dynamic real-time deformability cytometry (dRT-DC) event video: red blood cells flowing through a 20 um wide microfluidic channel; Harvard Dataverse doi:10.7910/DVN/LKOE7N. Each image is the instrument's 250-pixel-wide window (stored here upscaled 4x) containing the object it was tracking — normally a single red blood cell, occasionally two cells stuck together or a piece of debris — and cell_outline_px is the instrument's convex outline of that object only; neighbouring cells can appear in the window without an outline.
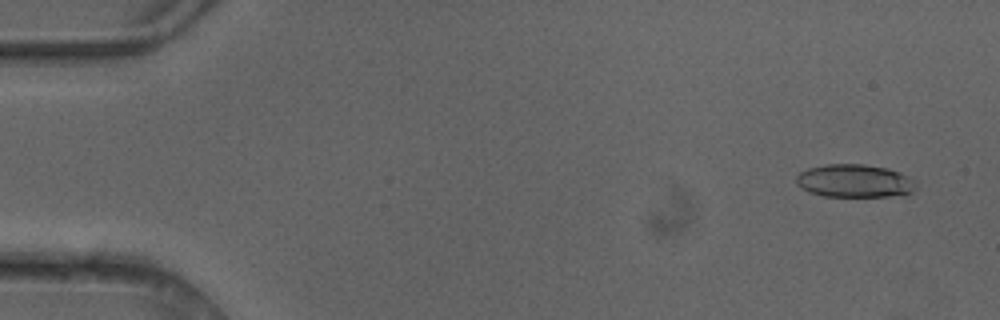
{"species": "common noctule bat (a hibernating species)", "species_latin": "Nyctalus noctula", "temperature_condition": "cold", "stored_images_in_passage": 4, "camera_frame_rate_fps": 3000, "um_per_image_px": 0.085, "animal": {"sex": "female"}, "frame": {"image": 1, "passage_image": 1, "time_ms": 0.0, "image_size_px": [1000, 320], "cell_outline_px": [[916, 188], [912, 192], [904, 196], [824, 196], [808, 192], [800, 188], [796, 184], [796, 176], [800, 172], [808, 168], [828, 164], [864, 164], [888, 168], [900, 172], [916, 180]], "centroid_in_image_um": [72.66, 15.38], "position_along_channel_um": 12.3, "area_um2": 23.41}}
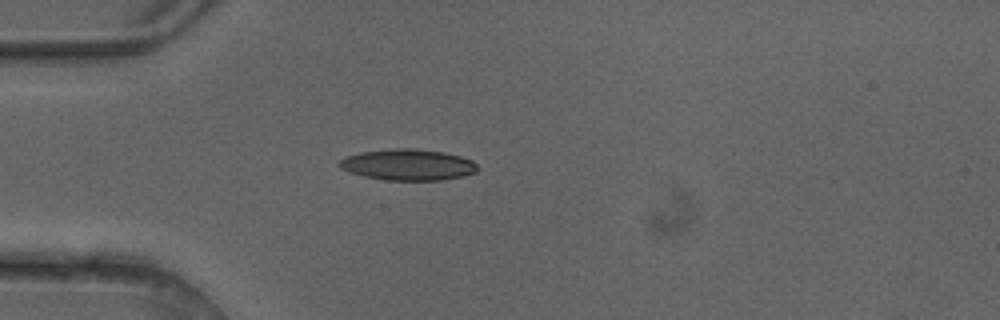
{"frame": {"image": 2, "passage_image": 4, "time_ms": 1.0, "image_size_px": [1000, 320], "cell_outline_px": [[480, 168], [476, 172], [460, 176], [440, 180], [384, 180], [364, 176], [348, 172], [340, 168], [336, 164], [344, 156], [360, 152], [396, 148], [412, 148], [444, 152], [460, 156], [472, 160]], "centroid_in_image_um": [34.63, 14.0], "position_along_channel_um": 50.4, "area_um2": 25.2}}